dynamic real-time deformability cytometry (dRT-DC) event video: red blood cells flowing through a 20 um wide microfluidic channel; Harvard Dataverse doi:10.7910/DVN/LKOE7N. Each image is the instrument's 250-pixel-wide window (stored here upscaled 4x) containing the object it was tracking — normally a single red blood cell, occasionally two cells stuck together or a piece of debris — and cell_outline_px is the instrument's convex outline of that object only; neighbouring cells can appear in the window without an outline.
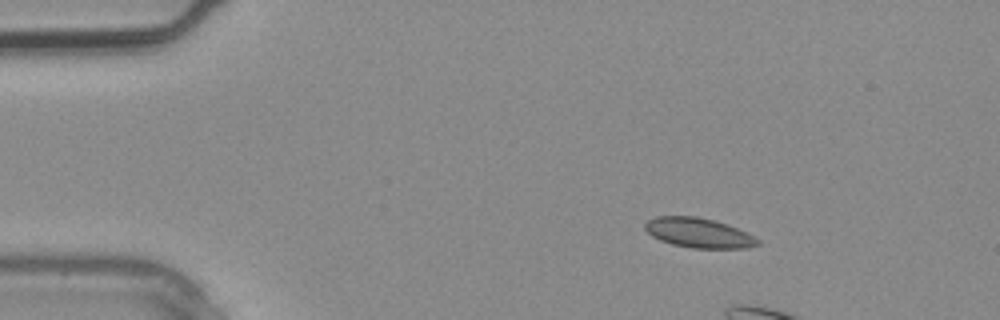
{"species": "common noctule bat (a hibernating species)", "species_latin": "Nyctalus noctula", "temperature_condition": "warm", "stored_images_in_passage": 3, "camera_frame_rate_fps": 3000, "um_per_image_px": 0.085, "animal": {"sex": "male", "body_mass_g": 20.4}, "frame": {"image": 1, "passage_image": 1, "time_ms": 0.0, "image_size_px": [1000, 320], "cell_outline_px": [[760, 244], [748, 248], [692, 248], [672, 244], [660, 240], [652, 236], [644, 228], [644, 224], [648, 220], [656, 216], [696, 216], [712, 220], [736, 228], [760, 240]], "centroid_in_image_um": [59.35, 19.8], "position_along_channel_um": 25.7, "area_um2": 19.31}}
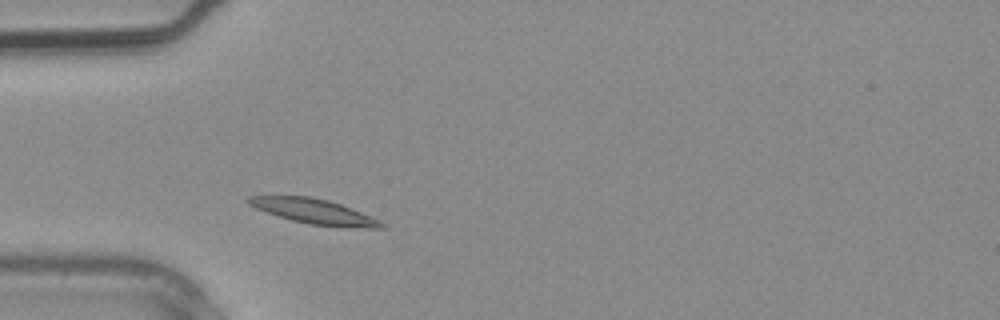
{"frame": {"image": 2, "passage_image": 3, "time_ms": 0.667, "image_size_px": [1000, 320], "cell_outline_px": [[388, 224], [384, 228], [372, 228], [312, 224], [292, 220], [256, 208], [248, 204], [244, 200], [248, 196], [308, 196], [328, 200], [340, 204], [380, 220]], "centroid_in_image_um": [26.69, 17.96], "position_along_channel_um": 58.3, "area_um2": 18.84}}